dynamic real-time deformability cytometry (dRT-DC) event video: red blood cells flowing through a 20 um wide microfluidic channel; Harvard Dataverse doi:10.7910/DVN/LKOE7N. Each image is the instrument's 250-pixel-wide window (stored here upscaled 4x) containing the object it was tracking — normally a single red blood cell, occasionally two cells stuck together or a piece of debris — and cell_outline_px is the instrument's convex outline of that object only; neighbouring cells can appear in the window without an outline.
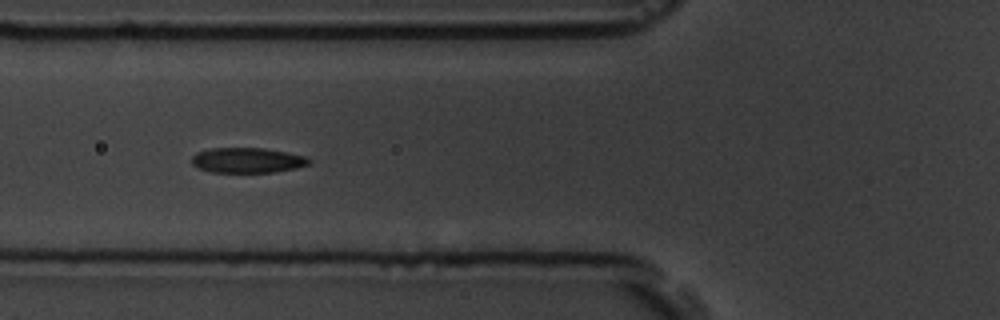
{"species": "common noctule bat (a hibernating species)", "species_latin": "Nyctalus noctula", "temperature_condition": "room temperature", "stored_images_in_passage": 16, "camera_frame_rate_fps": 3000, "um_per_image_px": 0.085, "animal": {"sex": "male", "body_mass_g": 19.5, "forearm_length_mm": 54.6}, "frame": {"image": 1, "passage_image": 7, "time_ms": 7.667, "image_size_px": [1000, 320], "cell_outline_px": [[312, 160], [308, 164], [296, 168], [276, 172], [212, 172], [200, 168], [192, 164], [192, 156], [196, 152], [212, 148], [264, 148], [304, 156]], "centroid_in_image_um": [21.01, 13.62], "position_along_channel_um": 104.8, "area_um2": 17.05}}
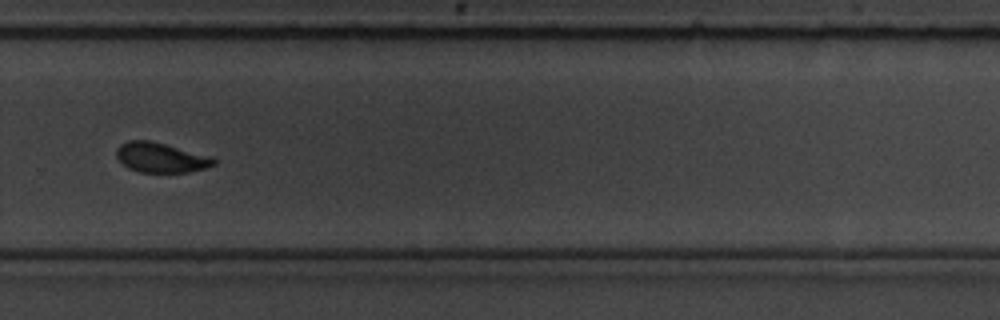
{"frame": {"image": 2, "passage_image": 12, "time_ms": 13.667, "image_size_px": [1000, 320], "cell_outline_px": [[216, 164], [204, 168], [188, 172], [140, 172], [128, 168], [116, 156], [116, 148], [120, 144], [128, 140], [152, 140], [212, 156], [216, 160]], "centroid_in_image_um": [13.67, 13.37], "position_along_channel_um": 316.1, "area_um2": 17.05}}
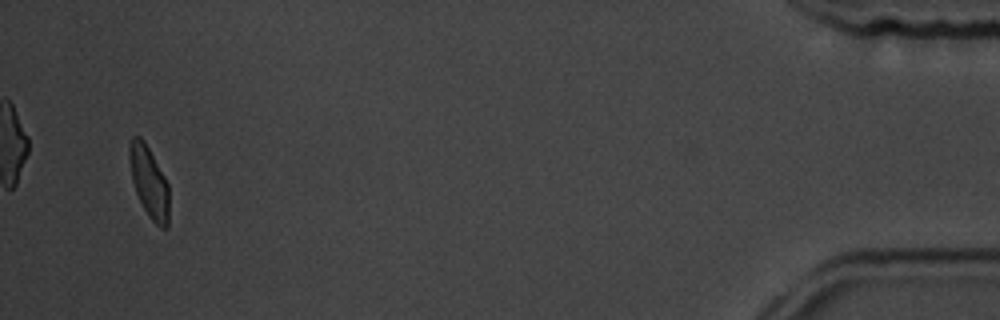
{"frame": {"image": 3, "passage_image": 16, "time_ms": 19.0, "image_size_px": [1000, 320], "cell_outline_px": [[168, 228], [160, 228], [152, 220], [144, 208], [136, 192], [132, 180], [128, 156], [128, 144], [132, 136], [140, 136], [144, 140], [164, 176], [168, 184]], "centroid_in_image_um": [12.65, 15.43], "position_along_channel_um": 422.6, "area_um2": 16.36}, "authors_computed_cell_mechanics": {"area_um2": 17.1377, "velocity_mm_per_s": 3.5265, "shape_relaxation_time_tau1_ms": 2.0019, "shape_relaxation_time_tau2_ms": 0.7835, "deformation_change_tau1": 0.098, "deformation_change_tau2": 0.0419}}